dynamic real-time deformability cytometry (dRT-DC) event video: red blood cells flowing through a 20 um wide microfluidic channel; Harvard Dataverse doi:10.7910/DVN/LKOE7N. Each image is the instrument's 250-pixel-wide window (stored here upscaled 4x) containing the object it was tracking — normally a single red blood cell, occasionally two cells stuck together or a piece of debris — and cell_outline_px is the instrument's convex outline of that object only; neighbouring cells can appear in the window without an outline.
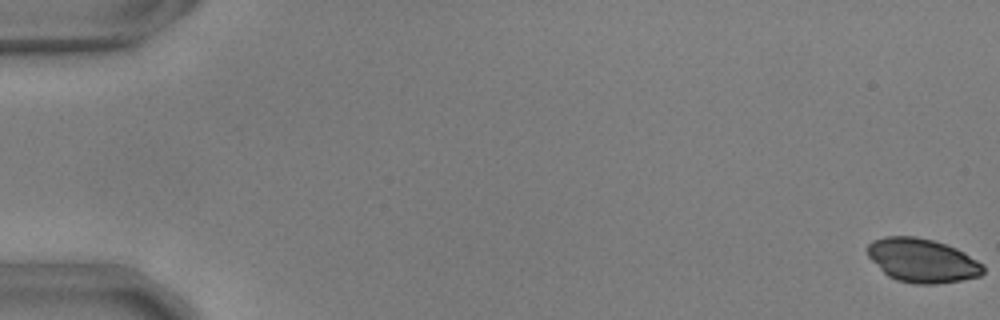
{"species": "common noctule bat (a hibernating species)", "species_latin": "Nyctalus noctula", "temperature_condition": "warm", "stored_images_in_passage": 56, "camera_frame_rate_fps": 3000, "um_per_image_px": 0.085, "animal": {"sex": "male", "body_mass_g": 17.9, "forearm_length_mm": 54.2}, "frame": {"image": 1, "passage_image": 1, "time_ms": 0.0, "image_size_px": [1000, 320], "cell_outline_px": [[984, 272], [980, 276], [960, 280], [936, 284], [916, 284], [896, 280], [888, 276], [868, 256], [868, 244], [872, 240], [884, 236], [916, 236], [932, 240], [956, 248], [964, 252], [984, 264]], "centroid_in_image_um": [78.4, 22.14], "position_along_channel_um": 6.6, "area_um2": 29.54}}
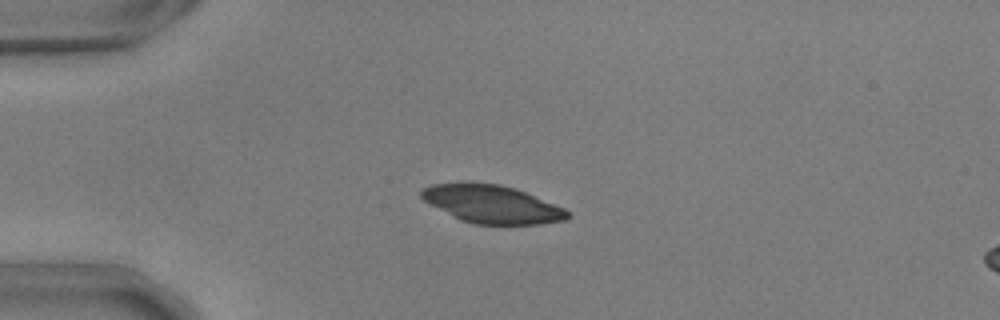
{"frame": {"image": 2, "passage_image": 15, "time_ms": 4.667, "image_size_px": [1000, 320], "cell_outline_px": [[568, 216], [564, 220], [536, 224], [472, 224], [460, 220], [424, 200], [420, 196], [420, 192], [424, 188], [432, 184], [468, 180], [500, 184], [524, 192], [564, 208], [568, 212]], "centroid_in_image_um": [41.74, 17.32], "position_along_channel_um": 43.3, "area_um2": 32.25}}
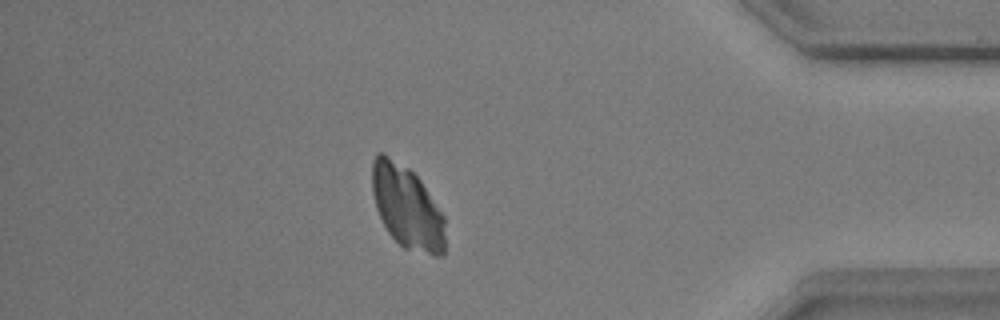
{"frame": {"image": 3, "passage_image": 49, "time_ms": 16.0, "image_size_px": [1000, 320], "cell_outline_px": [[444, 256], [436, 256], [404, 248], [388, 232], [376, 208], [372, 192], [372, 160], [376, 152], [384, 152], [408, 168], [420, 180], [444, 216]], "centroid_in_image_um": [34.57, 17.59], "position_along_channel_um": 400.6, "area_um2": 35.2}}